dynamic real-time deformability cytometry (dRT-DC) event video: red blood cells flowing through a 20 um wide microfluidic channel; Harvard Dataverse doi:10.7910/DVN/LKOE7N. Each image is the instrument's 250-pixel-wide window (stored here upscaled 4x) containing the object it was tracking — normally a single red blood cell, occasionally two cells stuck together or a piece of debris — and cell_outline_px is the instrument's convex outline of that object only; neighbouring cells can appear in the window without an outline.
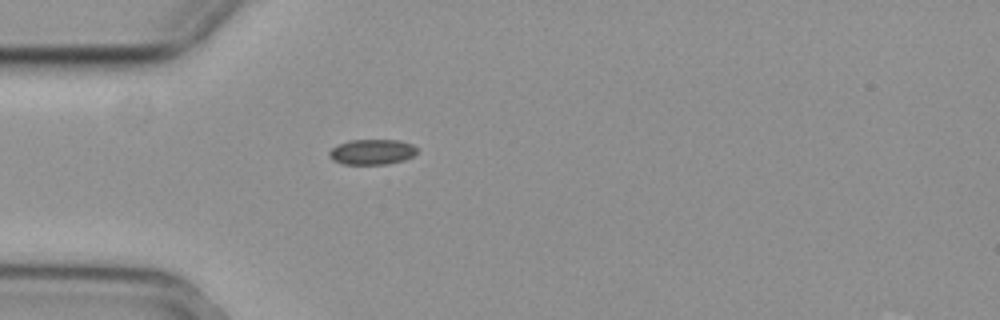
{"species": "common noctule bat (a hibernating species)", "species_latin": "Nyctalus noctula", "temperature_condition": "cold", "stored_images_in_passage": 32, "camera_frame_rate_fps": 3000, "um_per_image_px": 0.085, "animal": {"sex": "female", "body_mass_g": 29.2, "forearm_length_mm": 56.3}, "frame": {"image": 1, "passage_image": 1, "time_ms": 0.0, "image_size_px": [1000, 320], "cell_outline_px": [[416, 152], [412, 156], [404, 160], [388, 164], [344, 164], [332, 160], [328, 156], [328, 152], [332, 148], [348, 140], [400, 140], [412, 144], [416, 148]], "centroid_in_image_um": [31.6, 12.91], "position_along_channel_um": 53.4, "area_um2": 12.95}}
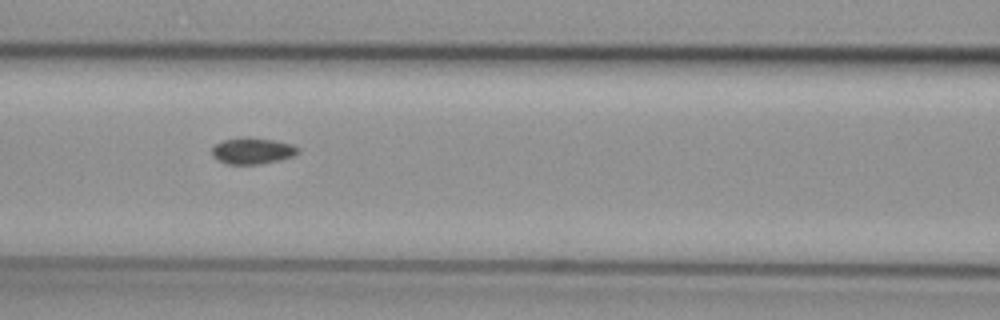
{"frame": {"image": 2, "passage_image": 9, "time_ms": 2.667, "image_size_px": [1000, 320], "cell_outline_px": [[300, 152], [292, 156], [280, 160], [260, 164], [228, 164], [212, 156], [212, 148], [216, 144], [224, 140], [240, 136], [248, 136], [272, 140], [292, 144], [300, 148]], "centroid_in_image_um": [21.47, 12.8], "position_along_channel_um": 145.1, "area_um2": 13.29}}
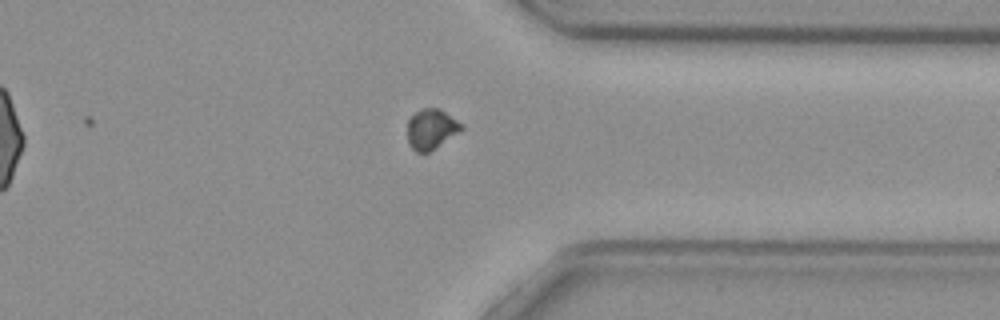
{"frame": {"image": 3, "passage_image": 28, "time_ms": 9.0, "image_size_px": [1000, 320], "cell_outline_px": [[464, 128], [428, 152], [416, 152], [408, 144], [408, 120], [420, 108], [440, 108], [464, 124]], "centroid_in_image_um": [36.66, 10.94], "position_along_channel_um": 374.7, "area_um2": 12.54}, "authors_computed_cell_mechanics": {"area_um2": 12.9761, "velocity_mm_per_s": 3.6936, "shape_relaxation_time_tau1_ms": 5.9034, "shape_relaxation_time_tau2_ms": 7.6743, "deformation_change_tau1": 0.0893, "deformation_change_tau2": 0.0667}}